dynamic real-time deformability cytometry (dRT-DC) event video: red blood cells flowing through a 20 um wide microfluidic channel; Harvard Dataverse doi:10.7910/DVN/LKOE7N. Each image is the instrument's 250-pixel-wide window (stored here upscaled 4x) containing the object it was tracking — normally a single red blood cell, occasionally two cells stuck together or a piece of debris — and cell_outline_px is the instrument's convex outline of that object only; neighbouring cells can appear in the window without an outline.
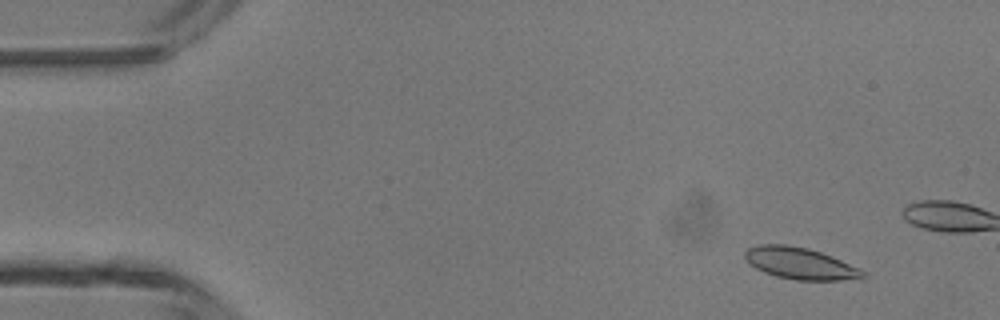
{"species": "common noctule bat (a hibernating species)", "species_latin": "Nyctalus noctula", "temperature_condition": "room temperature", "stored_images_in_passage": 15, "camera_frame_rate_fps": 3000, "um_per_image_px": 0.085, "animal": {"sex": "male", "body_mass_g": 13.3}, "frame": {"image": 1, "passage_image": 5, "time_ms": 1.333, "image_size_px": [1000, 320], "cell_outline_px": [[868, 276], [840, 280], [796, 280], [776, 276], [764, 272], [756, 268], [744, 256], [744, 252], [748, 248], [760, 244], [788, 244], [808, 248], [832, 256], [860, 268]], "centroid_in_image_um": [68.01, 22.38], "position_along_channel_um": 17.0, "area_um2": 21.62}}